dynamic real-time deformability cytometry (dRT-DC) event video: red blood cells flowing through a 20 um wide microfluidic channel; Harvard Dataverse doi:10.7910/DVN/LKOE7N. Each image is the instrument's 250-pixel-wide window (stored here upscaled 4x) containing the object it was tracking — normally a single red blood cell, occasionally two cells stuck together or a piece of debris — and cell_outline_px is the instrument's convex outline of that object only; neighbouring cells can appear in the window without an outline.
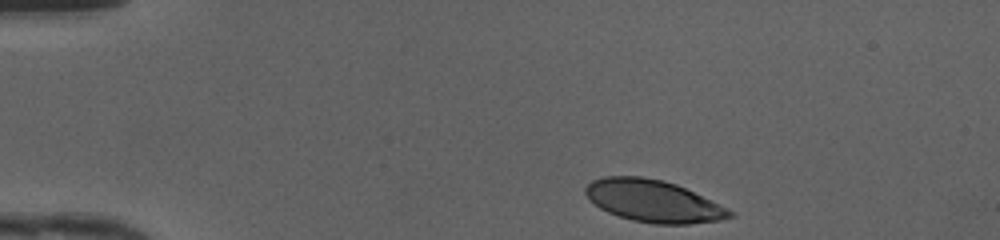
{"species": "human", "species_latin": "Homo sapiens", "temperature_condition": "cold", "stored_images_in_passage": 37, "camera_frame_rate_fps": 3000, "um_per_image_px": 0.085, "donor": {"sex": "female"}, "frame": {"image": 1, "passage_image": 1, "time_ms": 0.0, "image_size_px": [1000, 240], "cell_outline_px": [[736, 216], [720, 220], [688, 224], [652, 224], [632, 220], [608, 212], [600, 208], [584, 192], [584, 188], [592, 180], [604, 176], [640, 176], [664, 180], [676, 184], [732, 212]], "centroid_in_image_um": [55.48, 17.09], "position_along_channel_um": 29.5, "area_um2": 34.8}}
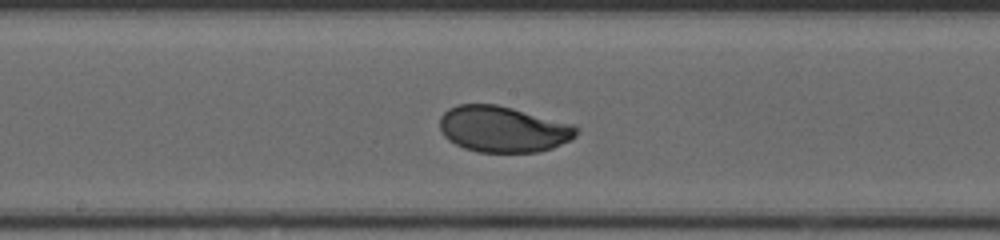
{"frame": {"image": 2, "passage_image": 19, "time_ms": 6.0, "image_size_px": [1000, 240], "cell_outline_px": [[580, 132], [572, 140], [552, 148], [536, 152], [476, 152], [464, 148], [448, 140], [444, 136], [440, 128], [440, 116], [448, 108], [456, 104], [496, 104], [576, 124], [580, 128]], "centroid_in_image_um": [42.8, 10.97], "position_along_channel_um": 205.4, "area_um2": 37.17}}
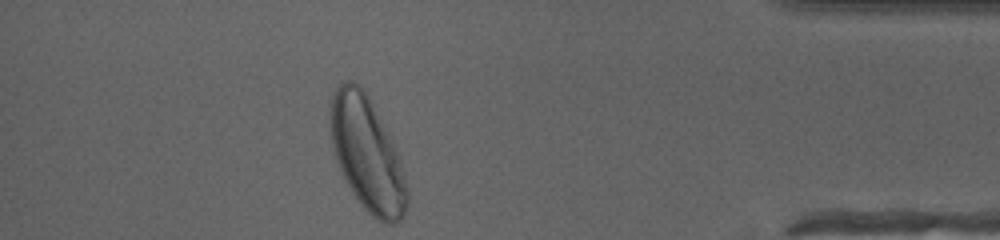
{"frame": {"image": 3, "passage_image": 36, "time_ms": 11.667, "image_size_px": [1000, 240], "cell_outline_px": [[408, 204], [404, 216], [396, 224], [388, 224], [372, 216], [360, 204], [352, 192], [340, 168], [332, 144], [332, 96], [336, 88], [344, 80], [352, 80], [360, 84], [364, 88], [388, 132], [400, 160], [408, 192]], "centroid_in_image_um": [31.24, 13.11], "position_along_channel_um": 404.0, "area_um2": 50.17}, "authors_computed_cell_mechanics": {"area_um2": 36.8764, "velocity_mm_per_s": 4.1738, "shape_relaxation_time_tau1_ms": 2.5524, "shape_relaxation_time_tau2_ms": null, "deformation_change_tau1": 0.1379, "deformation_change_tau2": null}}